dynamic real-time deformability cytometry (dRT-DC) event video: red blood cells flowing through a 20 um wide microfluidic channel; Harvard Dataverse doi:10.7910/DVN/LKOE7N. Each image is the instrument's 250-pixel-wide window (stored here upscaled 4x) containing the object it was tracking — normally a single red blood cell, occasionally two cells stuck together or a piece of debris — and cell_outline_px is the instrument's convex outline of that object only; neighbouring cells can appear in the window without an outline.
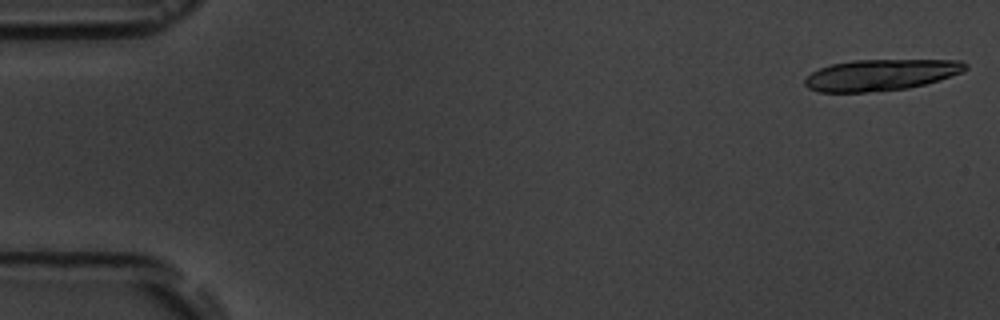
{"species": "common noctule bat (a hibernating species)", "species_latin": "Nyctalus noctula", "temperature_condition": "room temperature", "stored_images_in_passage": 3, "camera_frame_rate_fps": 3000, "um_per_image_px": 0.085, "animal": {"sex": "male", "body_mass_g": 19.5, "forearm_length_mm": 54.6}, "frame": {"image": 1, "passage_image": 1, "time_ms": 0.0, "image_size_px": [1000, 320], "cell_outline_px": [[968, 68], [964, 72], [924, 84], [908, 88], [868, 92], [820, 92], [808, 88], [804, 84], [804, 80], [812, 72], [820, 68], [832, 64], [852, 60], [960, 60], [968, 64]], "centroid_in_image_um": [74.88, 6.36], "position_along_channel_um": 10.1, "area_um2": 29.19}}